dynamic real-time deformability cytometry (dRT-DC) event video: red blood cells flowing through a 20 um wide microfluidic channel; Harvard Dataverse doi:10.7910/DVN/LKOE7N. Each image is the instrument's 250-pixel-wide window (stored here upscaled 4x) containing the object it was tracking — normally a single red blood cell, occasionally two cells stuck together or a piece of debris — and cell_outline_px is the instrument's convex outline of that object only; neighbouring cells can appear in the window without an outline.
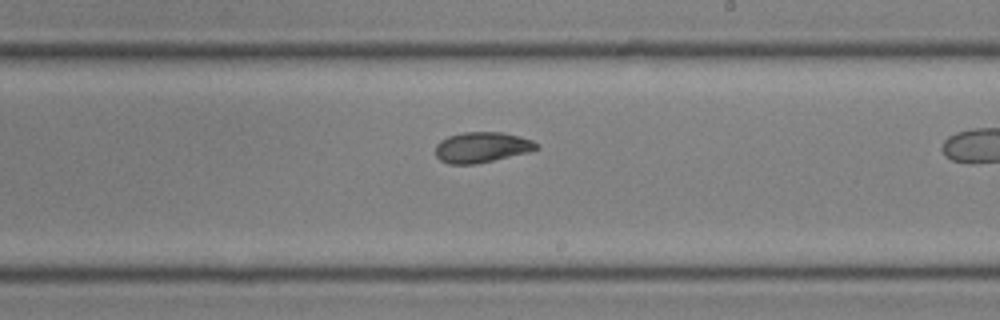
{"species": "common noctule bat (a hibernating species)", "species_latin": "Nyctalus noctula", "temperature_condition": "room temperature", "stored_images_in_passage": 32, "camera_frame_rate_fps": 3000, "um_per_image_px": 0.085, "animal": {"sex": "male", "body_mass_g": 19.0, "forearm_length_mm": 50.8}, "frame": {"image": 1, "passage_image": 23, "time_ms": 7.333, "image_size_px": [1000, 320], "cell_outline_px": [[540, 148], [528, 152], [476, 164], [448, 164], [440, 160], [436, 156], [436, 144], [440, 140], [448, 136], [464, 132], [504, 132], [520, 136], [532, 140], [540, 144]], "centroid_in_image_um": [40.97, 12.51], "position_along_channel_um": 248.0, "area_um2": 18.09}}
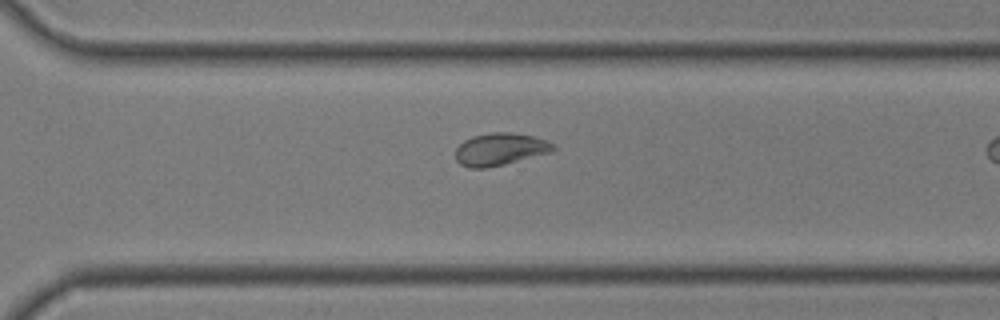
{"frame": {"image": 2, "passage_image": 28, "time_ms": 9.0, "image_size_px": [1000, 320], "cell_outline_px": [[556, 148], [552, 152], [504, 164], [484, 168], [468, 168], [460, 164], [456, 160], [456, 148], [464, 140], [472, 136], [492, 132], [512, 132], [532, 136], [548, 140], [556, 144]], "centroid_in_image_um": [42.53, 12.68], "position_along_channel_um": 328.1, "area_um2": 18.55}}